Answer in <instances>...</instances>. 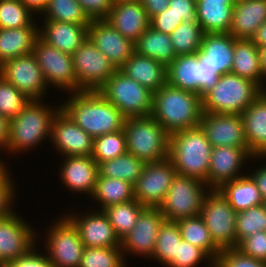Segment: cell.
I'll return each instance as SVG.
<instances>
[{"label":"cell","mask_w":266,"mask_h":267,"mask_svg":"<svg viewBox=\"0 0 266 267\" xmlns=\"http://www.w3.org/2000/svg\"><path fill=\"white\" fill-rule=\"evenodd\" d=\"M202 263L205 267H214V260L203 249L182 239L177 256L166 267H198Z\"/></svg>","instance_id":"47"},{"label":"cell","mask_w":266,"mask_h":267,"mask_svg":"<svg viewBox=\"0 0 266 267\" xmlns=\"http://www.w3.org/2000/svg\"><path fill=\"white\" fill-rule=\"evenodd\" d=\"M121 247H85L79 267H128Z\"/></svg>","instance_id":"44"},{"label":"cell","mask_w":266,"mask_h":267,"mask_svg":"<svg viewBox=\"0 0 266 267\" xmlns=\"http://www.w3.org/2000/svg\"><path fill=\"white\" fill-rule=\"evenodd\" d=\"M57 103H59L57 106L56 104L50 106L47 100H31L16 117L10 120L9 138L5 150L7 155H11L12 158L23 153L25 155V151L31 152L33 148L46 142L45 140L50 142L51 124L61 109L60 101Z\"/></svg>","instance_id":"2"},{"label":"cell","mask_w":266,"mask_h":267,"mask_svg":"<svg viewBox=\"0 0 266 267\" xmlns=\"http://www.w3.org/2000/svg\"><path fill=\"white\" fill-rule=\"evenodd\" d=\"M199 125L213 148L228 146L249 152L241 115L203 112Z\"/></svg>","instance_id":"19"},{"label":"cell","mask_w":266,"mask_h":267,"mask_svg":"<svg viewBox=\"0 0 266 267\" xmlns=\"http://www.w3.org/2000/svg\"><path fill=\"white\" fill-rule=\"evenodd\" d=\"M33 54L49 89L56 88L66 94L81 91L77 84L72 55L47 44L40 37L35 42Z\"/></svg>","instance_id":"11"},{"label":"cell","mask_w":266,"mask_h":267,"mask_svg":"<svg viewBox=\"0 0 266 267\" xmlns=\"http://www.w3.org/2000/svg\"><path fill=\"white\" fill-rule=\"evenodd\" d=\"M212 145L201 126L174 132L169 138V159L179 175L207 184Z\"/></svg>","instance_id":"4"},{"label":"cell","mask_w":266,"mask_h":267,"mask_svg":"<svg viewBox=\"0 0 266 267\" xmlns=\"http://www.w3.org/2000/svg\"><path fill=\"white\" fill-rule=\"evenodd\" d=\"M90 198L95 202L94 207L98 206L96 209L103 211L106 207L134 200V187L122 179L98 176L95 191Z\"/></svg>","instance_id":"35"},{"label":"cell","mask_w":266,"mask_h":267,"mask_svg":"<svg viewBox=\"0 0 266 267\" xmlns=\"http://www.w3.org/2000/svg\"><path fill=\"white\" fill-rule=\"evenodd\" d=\"M91 20H102L107 17L114 6L113 0H77Z\"/></svg>","instance_id":"53"},{"label":"cell","mask_w":266,"mask_h":267,"mask_svg":"<svg viewBox=\"0 0 266 267\" xmlns=\"http://www.w3.org/2000/svg\"><path fill=\"white\" fill-rule=\"evenodd\" d=\"M61 109L93 139L124 128L126 118L98 91L66 94ZM67 98V99H66Z\"/></svg>","instance_id":"1"},{"label":"cell","mask_w":266,"mask_h":267,"mask_svg":"<svg viewBox=\"0 0 266 267\" xmlns=\"http://www.w3.org/2000/svg\"><path fill=\"white\" fill-rule=\"evenodd\" d=\"M176 174L169 158L146 163L141 176L133 185L134 198L145 207L158 208L163 203Z\"/></svg>","instance_id":"15"},{"label":"cell","mask_w":266,"mask_h":267,"mask_svg":"<svg viewBox=\"0 0 266 267\" xmlns=\"http://www.w3.org/2000/svg\"><path fill=\"white\" fill-rule=\"evenodd\" d=\"M0 267H5V265L0 262Z\"/></svg>","instance_id":"65"},{"label":"cell","mask_w":266,"mask_h":267,"mask_svg":"<svg viewBox=\"0 0 266 267\" xmlns=\"http://www.w3.org/2000/svg\"><path fill=\"white\" fill-rule=\"evenodd\" d=\"M204 32L196 19L183 21L171 34L176 55L192 54L200 50Z\"/></svg>","instance_id":"40"},{"label":"cell","mask_w":266,"mask_h":267,"mask_svg":"<svg viewBox=\"0 0 266 267\" xmlns=\"http://www.w3.org/2000/svg\"><path fill=\"white\" fill-rule=\"evenodd\" d=\"M260 55V66L262 72V89L266 91V47L258 48Z\"/></svg>","instance_id":"61"},{"label":"cell","mask_w":266,"mask_h":267,"mask_svg":"<svg viewBox=\"0 0 266 267\" xmlns=\"http://www.w3.org/2000/svg\"><path fill=\"white\" fill-rule=\"evenodd\" d=\"M234 211L240 212L252 206L263 205V199L253 178L247 173L224 183L218 189Z\"/></svg>","instance_id":"32"},{"label":"cell","mask_w":266,"mask_h":267,"mask_svg":"<svg viewBox=\"0 0 266 267\" xmlns=\"http://www.w3.org/2000/svg\"><path fill=\"white\" fill-rule=\"evenodd\" d=\"M237 245L245 237L266 231V209L264 205L252 206L236 213Z\"/></svg>","instance_id":"45"},{"label":"cell","mask_w":266,"mask_h":267,"mask_svg":"<svg viewBox=\"0 0 266 267\" xmlns=\"http://www.w3.org/2000/svg\"><path fill=\"white\" fill-rule=\"evenodd\" d=\"M0 75L31 100H45L49 89L33 53L0 65Z\"/></svg>","instance_id":"14"},{"label":"cell","mask_w":266,"mask_h":267,"mask_svg":"<svg viewBox=\"0 0 266 267\" xmlns=\"http://www.w3.org/2000/svg\"><path fill=\"white\" fill-rule=\"evenodd\" d=\"M39 37L58 50L72 55L88 38L89 25L41 20ZM42 25V26H41Z\"/></svg>","instance_id":"25"},{"label":"cell","mask_w":266,"mask_h":267,"mask_svg":"<svg viewBox=\"0 0 266 267\" xmlns=\"http://www.w3.org/2000/svg\"><path fill=\"white\" fill-rule=\"evenodd\" d=\"M146 208L134 199L129 202L106 207L103 211L108 216L116 235L122 240L123 237L132 231L140 214Z\"/></svg>","instance_id":"37"},{"label":"cell","mask_w":266,"mask_h":267,"mask_svg":"<svg viewBox=\"0 0 266 267\" xmlns=\"http://www.w3.org/2000/svg\"><path fill=\"white\" fill-rule=\"evenodd\" d=\"M126 152V136L123 129L93 139V151L91 156L98 164L114 159Z\"/></svg>","instance_id":"43"},{"label":"cell","mask_w":266,"mask_h":267,"mask_svg":"<svg viewBox=\"0 0 266 267\" xmlns=\"http://www.w3.org/2000/svg\"><path fill=\"white\" fill-rule=\"evenodd\" d=\"M20 215L14 210L0 218V262L4 265L28 254L38 245L36 241L41 233Z\"/></svg>","instance_id":"13"},{"label":"cell","mask_w":266,"mask_h":267,"mask_svg":"<svg viewBox=\"0 0 266 267\" xmlns=\"http://www.w3.org/2000/svg\"><path fill=\"white\" fill-rule=\"evenodd\" d=\"M57 172L60 183L66 186L72 194L86 195L91 197L95 191L96 181L99 175L98 163L92 156H69L60 157Z\"/></svg>","instance_id":"21"},{"label":"cell","mask_w":266,"mask_h":267,"mask_svg":"<svg viewBox=\"0 0 266 267\" xmlns=\"http://www.w3.org/2000/svg\"><path fill=\"white\" fill-rule=\"evenodd\" d=\"M5 157H1L0 156V173L8 166L7 164V161L5 162L3 159Z\"/></svg>","instance_id":"62"},{"label":"cell","mask_w":266,"mask_h":267,"mask_svg":"<svg viewBox=\"0 0 266 267\" xmlns=\"http://www.w3.org/2000/svg\"><path fill=\"white\" fill-rule=\"evenodd\" d=\"M202 98L166 83L153 93L151 115L171 135L199 126L202 118Z\"/></svg>","instance_id":"3"},{"label":"cell","mask_w":266,"mask_h":267,"mask_svg":"<svg viewBox=\"0 0 266 267\" xmlns=\"http://www.w3.org/2000/svg\"><path fill=\"white\" fill-rule=\"evenodd\" d=\"M266 22V0H236L229 34L235 39L251 40Z\"/></svg>","instance_id":"26"},{"label":"cell","mask_w":266,"mask_h":267,"mask_svg":"<svg viewBox=\"0 0 266 267\" xmlns=\"http://www.w3.org/2000/svg\"><path fill=\"white\" fill-rule=\"evenodd\" d=\"M36 245L28 254L17 258L5 265V267H54L43 251Z\"/></svg>","instance_id":"51"},{"label":"cell","mask_w":266,"mask_h":267,"mask_svg":"<svg viewBox=\"0 0 266 267\" xmlns=\"http://www.w3.org/2000/svg\"><path fill=\"white\" fill-rule=\"evenodd\" d=\"M167 83L200 96V63L198 51L177 55L167 67Z\"/></svg>","instance_id":"31"},{"label":"cell","mask_w":266,"mask_h":267,"mask_svg":"<svg viewBox=\"0 0 266 267\" xmlns=\"http://www.w3.org/2000/svg\"><path fill=\"white\" fill-rule=\"evenodd\" d=\"M98 92L127 118L149 116L153 92L129 78L119 69Z\"/></svg>","instance_id":"8"},{"label":"cell","mask_w":266,"mask_h":267,"mask_svg":"<svg viewBox=\"0 0 266 267\" xmlns=\"http://www.w3.org/2000/svg\"><path fill=\"white\" fill-rule=\"evenodd\" d=\"M236 0H196V21L204 34L228 33Z\"/></svg>","instance_id":"29"},{"label":"cell","mask_w":266,"mask_h":267,"mask_svg":"<svg viewBox=\"0 0 266 267\" xmlns=\"http://www.w3.org/2000/svg\"><path fill=\"white\" fill-rule=\"evenodd\" d=\"M220 75L214 69L200 63V97L202 98L219 81Z\"/></svg>","instance_id":"56"},{"label":"cell","mask_w":266,"mask_h":267,"mask_svg":"<svg viewBox=\"0 0 266 267\" xmlns=\"http://www.w3.org/2000/svg\"><path fill=\"white\" fill-rule=\"evenodd\" d=\"M88 38L117 69L135 52L134 43L104 19L91 21L88 27Z\"/></svg>","instance_id":"22"},{"label":"cell","mask_w":266,"mask_h":267,"mask_svg":"<svg viewBox=\"0 0 266 267\" xmlns=\"http://www.w3.org/2000/svg\"><path fill=\"white\" fill-rule=\"evenodd\" d=\"M104 20L133 43L150 26V18L141 1L114 4Z\"/></svg>","instance_id":"24"},{"label":"cell","mask_w":266,"mask_h":267,"mask_svg":"<svg viewBox=\"0 0 266 267\" xmlns=\"http://www.w3.org/2000/svg\"><path fill=\"white\" fill-rule=\"evenodd\" d=\"M252 158L253 156L244 148L228 146L212 148L207 178L208 187L219 189L224 183L245 175L247 172L242 170H245V165Z\"/></svg>","instance_id":"20"},{"label":"cell","mask_w":266,"mask_h":267,"mask_svg":"<svg viewBox=\"0 0 266 267\" xmlns=\"http://www.w3.org/2000/svg\"><path fill=\"white\" fill-rule=\"evenodd\" d=\"M200 216L220 250L237 248L236 212L218 189L206 194Z\"/></svg>","instance_id":"10"},{"label":"cell","mask_w":266,"mask_h":267,"mask_svg":"<svg viewBox=\"0 0 266 267\" xmlns=\"http://www.w3.org/2000/svg\"><path fill=\"white\" fill-rule=\"evenodd\" d=\"M249 153L266 156V91H264L242 114Z\"/></svg>","instance_id":"28"},{"label":"cell","mask_w":266,"mask_h":267,"mask_svg":"<svg viewBox=\"0 0 266 267\" xmlns=\"http://www.w3.org/2000/svg\"><path fill=\"white\" fill-rule=\"evenodd\" d=\"M146 163L129 152L98 164V176L117 178L135 184Z\"/></svg>","instance_id":"36"},{"label":"cell","mask_w":266,"mask_h":267,"mask_svg":"<svg viewBox=\"0 0 266 267\" xmlns=\"http://www.w3.org/2000/svg\"><path fill=\"white\" fill-rule=\"evenodd\" d=\"M214 267H266V262L243 254L237 248H228L218 254Z\"/></svg>","instance_id":"49"},{"label":"cell","mask_w":266,"mask_h":267,"mask_svg":"<svg viewBox=\"0 0 266 267\" xmlns=\"http://www.w3.org/2000/svg\"><path fill=\"white\" fill-rule=\"evenodd\" d=\"M235 38L229 33L204 34L200 50L199 63L214 69L220 76L230 73L234 59Z\"/></svg>","instance_id":"23"},{"label":"cell","mask_w":266,"mask_h":267,"mask_svg":"<svg viewBox=\"0 0 266 267\" xmlns=\"http://www.w3.org/2000/svg\"><path fill=\"white\" fill-rule=\"evenodd\" d=\"M39 19L90 25L91 19L77 0H49L46 10Z\"/></svg>","instance_id":"41"},{"label":"cell","mask_w":266,"mask_h":267,"mask_svg":"<svg viewBox=\"0 0 266 267\" xmlns=\"http://www.w3.org/2000/svg\"><path fill=\"white\" fill-rule=\"evenodd\" d=\"M25 7L38 18L46 10L49 0H20ZM37 14V15H36Z\"/></svg>","instance_id":"58"},{"label":"cell","mask_w":266,"mask_h":267,"mask_svg":"<svg viewBox=\"0 0 266 267\" xmlns=\"http://www.w3.org/2000/svg\"><path fill=\"white\" fill-rule=\"evenodd\" d=\"M263 205H264V207L266 209V199L263 201Z\"/></svg>","instance_id":"64"},{"label":"cell","mask_w":266,"mask_h":267,"mask_svg":"<svg viewBox=\"0 0 266 267\" xmlns=\"http://www.w3.org/2000/svg\"><path fill=\"white\" fill-rule=\"evenodd\" d=\"M33 15L20 0H0V28L39 27Z\"/></svg>","instance_id":"42"},{"label":"cell","mask_w":266,"mask_h":267,"mask_svg":"<svg viewBox=\"0 0 266 267\" xmlns=\"http://www.w3.org/2000/svg\"><path fill=\"white\" fill-rule=\"evenodd\" d=\"M182 22L183 20L168 7L150 19V26L159 32L170 35Z\"/></svg>","instance_id":"52"},{"label":"cell","mask_w":266,"mask_h":267,"mask_svg":"<svg viewBox=\"0 0 266 267\" xmlns=\"http://www.w3.org/2000/svg\"><path fill=\"white\" fill-rule=\"evenodd\" d=\"M263 92L257 83L225 73L202 97L203 112L241 115Z\"/></svg>","instance_id":"5"},{"label":"cell","mask_w":266,"mask_h":267,"mask_svg":"<svg viewBox=\"0 0 266 267\" xmlns=\"http://www.w3.org/2000/svg\"><path fill=\"white\" fill-rule=\"evenodd\" d=\"M181 240L178 223L165 220L160 227L155 250L149 259L166 267L177 256L178 243Z\"/></svg>","instance_id":"39"},{"label":"cell","mask_w":266,"mask_h":267,"mask_svg":"<svg viewBox=\"0 0 266 267\" xmlns=\"http://www.w3.org/2000/svg\"><path fill=\"white\" fill-rule=\"evenodd\" d=\"M10 120L0 114V153H4L9 138ZM2 151V152H1Z\"/></svg>","instance_id":"59"},{"label":"cell","mask_w":266,"mask_h":267,"mask_svg":"<svg viewBox=\"0 0 266 267\" xmlns=\"http://www.w3.org/2000/svg\"><path fill=\"white\" fill-rule=\"evenodd\" d=\"M123 131L127 152L145 163L169 158L170 134L152 115L127 118Z\"/></svg>","instance_id":"6"},{"label":"cell","mask_w":266,"mask_h":267,"mask_svg":"<svg viewBox=\"0 0 266 267\" xmlns=\"http://www.w3.org/2000/svg\"><path fill=\"white\" fill-rule=\"evenodd\" d=\"M134 47L137 54L155 59L166 67L177 57L170 35L159 32L151 26L134 43Z\"/></svg>","instance_id":"34"},{"label":"cell","mask_w":266,"mask_h":267,"mask_svg":"<svg viewBox=\"0 0 266 267\" xmlns=\"http://www.w3.org/2000/svg\"><path fill=\"white\" fill-rule=\"evenodd\" d=\"M243 254L266 262V231L256 232L243 238L237 245Z\"/></svg>","instance_id":"50"},{"label":"cell","mask_w":266,"mask_h":267,"mask_svg":"<svg viewBox=\"0 0 266 267\" xmlns=\"http://www.w3.org/2000/svg\"><path fill=\"white\" fill-rule=\"evenodd\" d=\"M72 61L81 91H98L118 70L89 38L72 54Z\"/></svg>","instance_id":"12"},{"label":"cell","mask_w":266,"mask_h":267,"mask_svg":"<svg viewBox=\"0 0 266 267\" xmlns=\"http://www.w3.org/2000/svg\"><path fill=\"white\" fill-rule=\"evenodd\" d=\"M208 185L196 178L176 174L166 193L163 203L158 207L167 221H179L199 216Z\"/></svg>","instance_id":"9"},{"label":"cell","mask_w":266,"mask_h":267,"mask_svg":"<svg viewBox=\"0 0 266 267\" xmlns=\"http://www.w3.org/2000/svg\"><path fill=\"white\" fill-rule=\"evenodd\" d=\"M9 166H7L1 173H0V218L5 217L11 214L15 210V205L18 200H16L18 195L16 194L18 190L17 181H14L15 178L11 174V170L9 171ZM13 176V177H12ZM14 181V182H13ZM16 186V187H15ZM14 208V209H13Z\"/></svg>","instance_id":"48"},{"label":"cell","mask_w":266,"mask_h":267,"mask_svg":"<svg viewBox=\"0 0 266 267\" xmlns=\"http://www.w3.org/2000/svg\"><path fill=\"white\" fill-rule=\"evenodd\" d=\"M39 27L0 28V65L33 53Z\"/></svg>","instance_id":"30"},{"label":"cell","mask_w":266,"mask_h":267,"mask_svg":"<svg viewBox=\"0 0 266 267\" xmlns=\"http://www.w3.org/2000/svg\"><path fill=\"white\" fill-rule=\"evenodd\" d=\"M168 7L183 21L196 19V0H170Z\"/></svg>","instance_id":"54"},{"label":"cell","mask_w":266,"mask_h":267,"mask_svg":"<svg viewBox=\"0 0 266 267\" xmlns=\"http://www.w3.org/2000/svg\"><path fill=\"white\" fill-rule=\"evenodd\" d=\"M94 209L88 208V211L82 213L67 210V214L64 212V215L77 228L84 247H121V240L110 224L108 216L104 211Z\"/></svg>","instance_id":"18"},{"label":"cell","mask_w":266,"mask_h":267,"mask_svg":"<svg viewBox=\"0 0 266 267\" xmlns=\"http://www.w3.org/2000/svg\"><path fill=\"white\" fill-rule=\"evenodd\" d=\"M231 73L251 80L262 88L259 50L252 40L235 39Z\"/></svg>","instance_id":"33"},{"label":"cell","mask_w":266,"mask_h":267,"mask_svg":"<svg viewBox=\"0 0 266 267\" xmlns=\"http://www.w3.org/2000/svg\"><path fill=\"white\" fill-rule=\"evenodd\" d=\"M58 157L91 156L93 138L60 109L51 124L50 142Z\"/></svg>","instance_id":"16"},{"label":"cell","mask_w":266,"mask_h":267,"mask_svg":"<svg viewBox=\"0 0 266 267\" xmlns=\"http://www.w3.org/2000/svg\"><path fill=\"white\" fill-rule=\"evenodd\" d=\"M51 224L41 234L44 236L37 238V244L45 240L43 252L54 267H79L85 247L77 228L64 214Z\"/></svg>","instance_id":"7"},{"label":"cell","mask_w":266,"mask_h":267,"mask_svg":"<svg viewBox=\"0 0 266 267\" xmlns=\"http://www.w3.org/2000/svg\"><path fill=\"white\" fill-rule=\"evenodd\" d=\"M177 223L183 240L200 247L213 260L216 259L221 250L215 245L200 215L181 219Z\"/></svg>","instance_id":"38"},{"label":"cell","mask_w":266,"mask_h":267,"mask_svg":"<svg viewBox=\"0 0 266 267\" xmlns=\"http://www.w3.org/2000/svg\"><path fill=\"white\" fill-rule=\"evenodd\" d=\"M251 40L258 48L266 47V22L257 29Z\"/></svg>","instance_id":"60"},{"label":"cell","mask_w":266,"mask_h":267,"mask_svg":"<svg viewBox=\"0 0 266 267\" xmlns=\"http://www.w3.org/2000/svg\"><path fill=\"white\" fill-rule=\"evenodd\" d=\"M141 0H113L114 4H120V3H129V2H138Z\"/></svg>","instance_id":"63"},{"label":"cell","mask_w":266,"mask_h":267,"mask_svg":"<svg viewBox=\"0 0 266 267\" xmlns=\"http://www.w3.org/2000/svg\"><path fill=\"white\" fill-rule=\"evenodd\" d=\"M169 1L170 0H141V3L146 10L148 17L151 19L167 9Z\"/></svg>","instance_id":"57"},{"label":"cell","mask_w":266,"mask_h":267,"mask_svg":"<svg viewBox=\"0 0 266 267\" xmlns=\"http://www.w3.org/2000/svg\"><path fill=\"white\" fill-rule=\"evenodd\" d=\"M121 72L153 93L167 83V67L155 59L134 52L119 68Z\"/></svg>","instance_id":"27"},{"label":"cell","mask_w":266,"mask_h":267,"mask_svg":"<svg viewBox=\"0 0 266 267\" xmlns=\"http://www.w3.org/2000/svg\"><path fill=\"white\" fill-rule=\"evenodd\" d=\"M257 160V161H256ZM260 160V161H259ZM254 163L257 162L259 166H254L255 169L250 170L251 173H248L253 180L255 181L258 190L262 196V199H266V156H254L251 160ZM261 162V164H259ZM263 164V165H262Z\"/></svg>","instance_id":"55"},{"label":"cell","mask_w":266,"mask_h":267,"mask_svg":"<svg viewBox=\"0 0 266 267\" xmlns=\"http://www.w3.org/2000/svg\"><path fill=\"white\" fill-rule=\"evenodd\" d=\"M165 220L159 208L147 207L140 214L132 231L121 240V250L126 262V257L132 254L135 258L143 259L152 256L160 227Z\"/></svg>","instance_id":"17"},{"label":"cell","mask_w":266,"mask_h":267,"mask_svg":"<svg viewBox=\"0 0 266 267\" xmlns=\"http://www.w3.org/2000/svg\"><path fill=\"white\" fill-rule=\"evenodd\" d=\"M31 101L0 75V114L9 120L17 116Z\"/></svg>","instance_id":"46"}]
</instances>
